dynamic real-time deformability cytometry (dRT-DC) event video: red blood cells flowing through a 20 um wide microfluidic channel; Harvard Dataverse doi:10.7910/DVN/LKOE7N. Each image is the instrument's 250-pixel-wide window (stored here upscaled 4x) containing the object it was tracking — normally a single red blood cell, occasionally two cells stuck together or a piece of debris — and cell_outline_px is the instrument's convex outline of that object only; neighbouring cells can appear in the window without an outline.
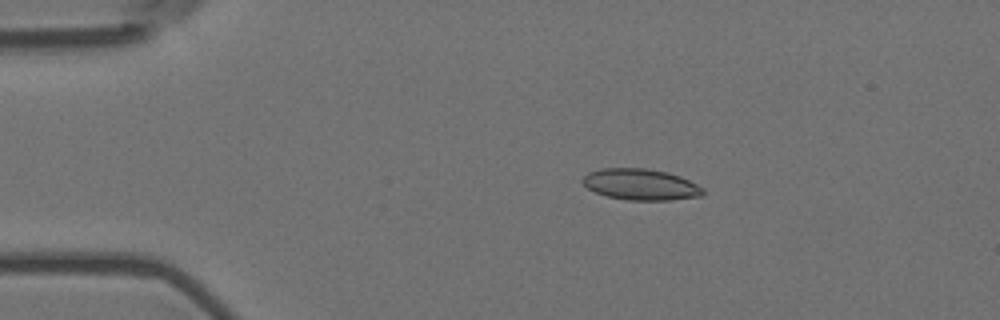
{"species": "Egyptian fruit bat (a non-hibernating species)", "species_latin": "Rousettus aegyptiacus", "temperature_condition": "room temperature", "stored_images_in_passage": 56, "camera_frame_rate_fps": 3000, "um_per_image_px": 0.085, "animal": {"sex": "female"}, "frame": {"image": 1, "passage_image": 10, "time_ms": 3.0, "image_size_px": [1000, 320], "cell_outline_px": [[704, 192], [700, 196], [672, 200], [628, 200], [608, 196], [596, 192], [588, 188], [580, 180], [588, 172], [600, 168], [648, 168], [668, 172], [680, 176], [704, 188]], "centroid_in_image_um": [54.45, 15.67], "position_along_channel_um": 30.5, "area_um2": 21.91}}
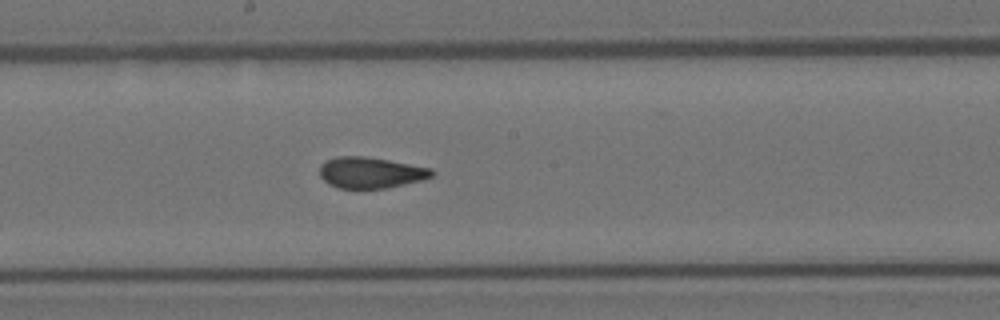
{"frame": {"image": 2, "passage_image": 30, "time_ms": 9.667, "image_size_px": [1000, 320], "cell_outline_px": [[436, 172], [432, 176], [424, 180], [388, 188], [340, 188], [328, 184], [320, 176], [320, 164], [336, 156], [364, 156], [388, 160], [432, 168]], "centroid_in_image_um": [31.53, 14.67], "position_along_channel_um": 216.7, "area_um2": 20.4}}
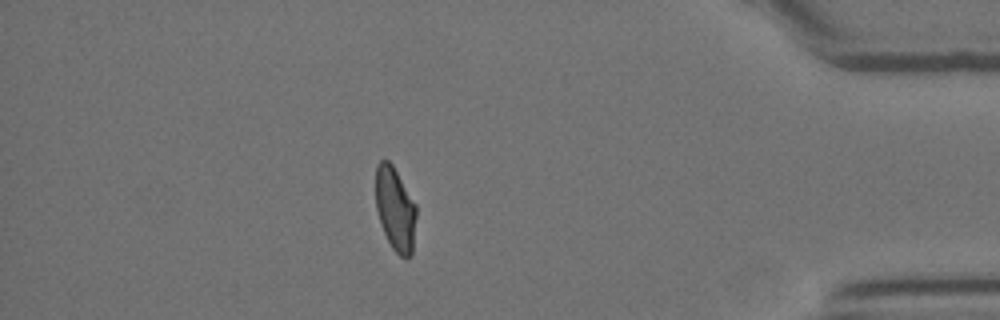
{"frame": {"image": 3, "passage_image": 49, "time_ms": 16.0, "image_size_px": [1000, 320], "cell_outline_px": [[416, 216], [412, 252], [408, 256], [400, 256], [392, 248], [380, 224], [376, 208], [376, 164], [380, 160], [388, 160], [392, 164], [416, 204]], "centroid_in_image_um": [33.58, 17.73], "position_along_channel_um": 401.6, "area_um2": 19.65}, "authors_computed_cell_mechanics": {"area_um2": 20.7213, "velocity_mm_per_s": 3.5643, "shape_relaxation_time_tau1_ms": 11.2484, "shape_relaxation_time_tau2_ms": 1.4137, "deformation_change_tau1": 0.2352, "deformation_change_tau2": 0.073}}